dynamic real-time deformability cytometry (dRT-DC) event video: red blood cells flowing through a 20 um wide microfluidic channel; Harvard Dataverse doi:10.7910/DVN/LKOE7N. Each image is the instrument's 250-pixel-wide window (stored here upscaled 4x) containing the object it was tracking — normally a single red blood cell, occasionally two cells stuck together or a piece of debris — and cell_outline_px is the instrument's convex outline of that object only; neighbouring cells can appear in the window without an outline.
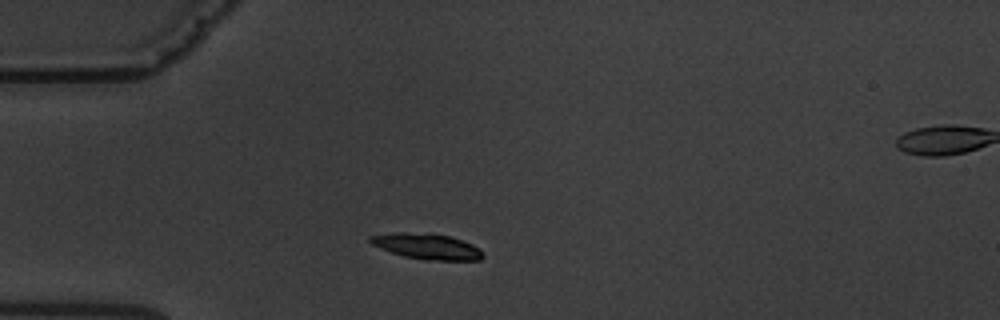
{"species": "common noctule bat (a hibernating species)", "species_latin": "Nyctalus noctula", "temperature_condition": "warm", "stored_images_in_passage": 2, "camera_frame_rate_fps": 3000, "um_per_image_px": 0.085, "animal": {"sex": "male", "body_mass_g": 19.5, "forearm_length_mm": 54.6}, "frame": {"image": 1, "passage_image": 1, "time_ms": 0.0, "image_size_px": [1000, 320], "cell_outline_px": [[484, 256], [480, 260], [424, 260], [404, 256], [380, 248], [372, 244], [368, 240], [368, 236], [392, 232], [432, 232], [448, 236], [472, 244], [480, 248], [484, 252]], "centroid_in_image_um": [36.28, 20.92], "position_along_channel_um": 48.7, "area_um2": 17.11}}